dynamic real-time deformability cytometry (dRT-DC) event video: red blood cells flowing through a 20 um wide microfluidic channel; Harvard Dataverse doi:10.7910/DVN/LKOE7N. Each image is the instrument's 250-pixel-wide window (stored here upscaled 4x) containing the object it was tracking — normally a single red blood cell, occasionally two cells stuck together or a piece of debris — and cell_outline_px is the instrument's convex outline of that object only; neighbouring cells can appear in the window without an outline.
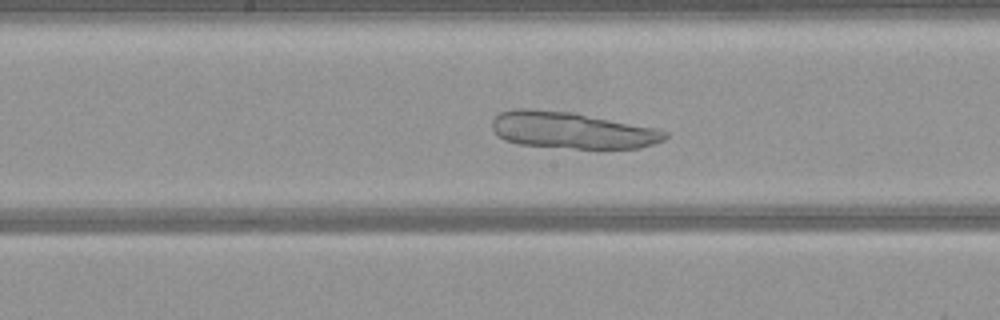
{"species": "common noctule bat (a hibernating species)", "species_latin": "Nyctalus noctula", "temperature_condition": "warm", "stored_images_in_passage": 39, "camera_frame_rate_fps": 3000, "um_per_image_px": 0.085, "animal": {"sex": "female", "body_mass_g": 21.9}, "frame": {"image": 1, "passage_image": 13, "time_ms": 4.0, "image_size_px": [1000, 320], "cell_outline_px": [[668, 136], [664, 140], [640, 148], [576, 148], [520, 144], [504, 140], [496, 136], [492, 128], [492, 120], [500, 112], [512, 108], [532, 108], [572, 112], [656, 128], [668, 132]], "centroid_in_image_um": [48.57, 11.06], "position_along_channel_um": 199.6, "area_um2": 36.93}}
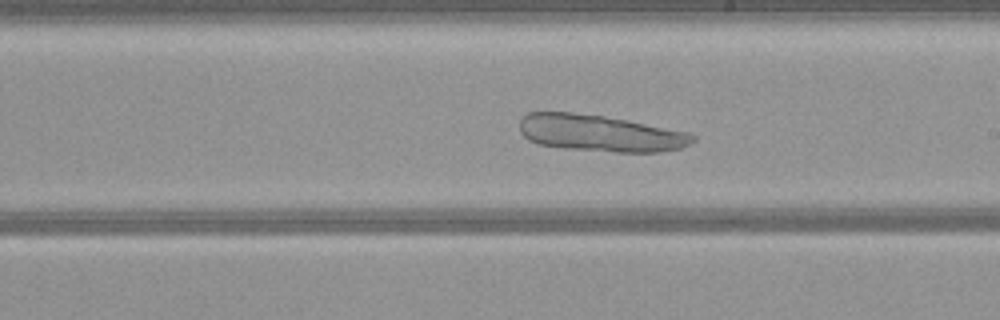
{"frame": {"image": 2, "passage_image": 16, "time_ms": 5.0, "image_size_px": [1000, 320], "cell_outline_px": [[696, 140], [680, 148], [660, 152], [616, 152], [564, 148], [540, 144], [528, 140], [520, 132], [520, 120], [528, 112], [572, 112], [604, 116], [628, 120], [692, 132], [696, 136]], "centroid_in_image_um": [51.05, 11.32], "position_along_channel_um": 238.0, "area_um2": 37.22}}